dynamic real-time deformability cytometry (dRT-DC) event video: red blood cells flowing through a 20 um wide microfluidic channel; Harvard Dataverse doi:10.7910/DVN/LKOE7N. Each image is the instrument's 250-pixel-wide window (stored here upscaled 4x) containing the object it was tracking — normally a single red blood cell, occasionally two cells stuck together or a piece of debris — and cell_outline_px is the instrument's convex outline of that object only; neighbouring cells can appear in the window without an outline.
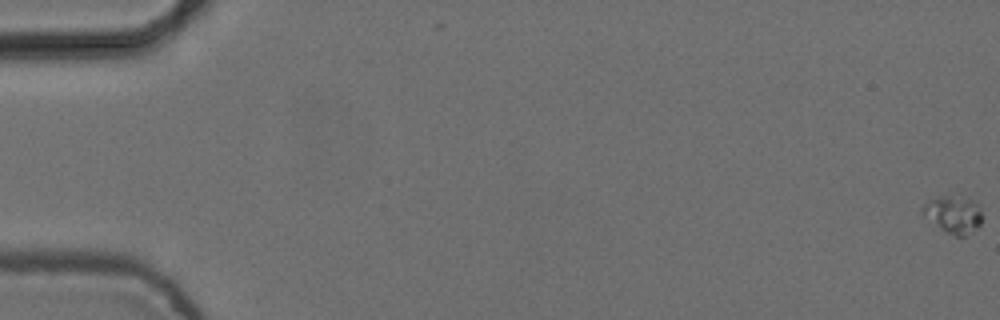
{"species": "common noctule bat (a hibernating species)", "species_latin": "Nyctalus noctula", "temperature_condition": "cold", "stored_images_in_passage": 6, "camera_frame_rate_fps": 3000, "um_per_image_px": 0.085, "animal": {"sex": "female", "body_mass_g": 24.6, "forearm_length_mm": 56.2}, "frame": {"image": 1, "passage_image": 1, "time_ms": 0.0, "image_size_px": [1000, 320], "cell_outline_px": [[980, 224], [968, 236], [956, 236], [944, 232], [924, 216], [920, 212], [920, 208], [928, 200], [936, 196], [948, 196], [976, 200], [980, 212]], "centroid_in_image_um": [80.98, 18.24], "position_along_channel_um": 4.0, "area_um2": 13.01}}
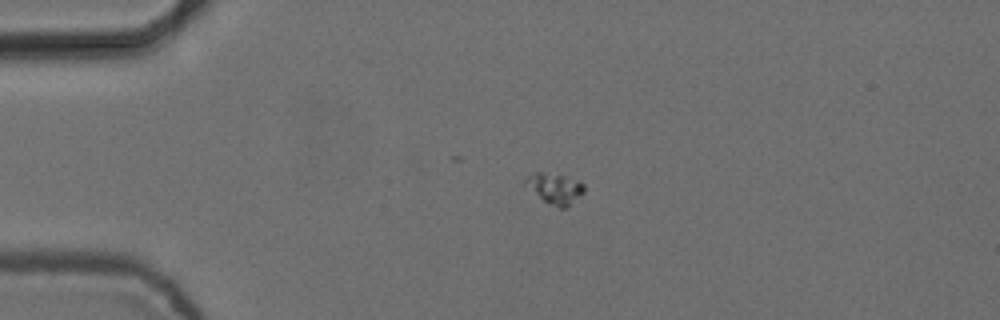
{"frame": {"image": 2, "passage_image": 5, "time_ms": 1.333, "image_size_px": [1000, 320], "cell_outline_px": [[584, 192], [568, 208], [560, 208], [548, 204], [524, 184], [524, 180], [528, 176], [536, 172], [540, 172], [564, 176], [580, 180], [584, 184]], "centroid_in_image_um": [47.2, 16.04], "position_along_channel_um": 37.8, "area_um2": 10.46}}